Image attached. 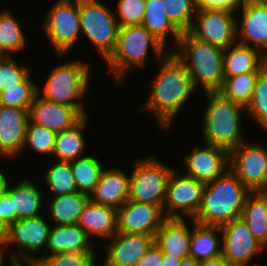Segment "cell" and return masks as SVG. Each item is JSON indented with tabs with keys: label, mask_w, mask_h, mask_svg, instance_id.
Returning a JSON list of instances; mask_svg holds the SVG:
<instances>
[{
	"label": "cell",
	"mask_w": 267,
	"mask_h": 266,
	"mask_svg": "<svg viewBox=\"0 0 267 266\" xmlns=\"http://www.w3.org/2000/svg\"><path fill=\"white\" fill-rule=\"evenodd\" d=\"M156 63L158 71L149 82V96L139 112L144 110L153 114L157 126L167 131L197 90L185 64L173 51Z\"/></svg>",
	"instance_id": "6da1fadb"
},
{
	"label": "cell",
	"mask_w": 267,
	"mask_h": 266,
	"mask_svg": "<svg viewBox=\"0 0 267 266\" xmlns=\"http://www.w3.org/2000/svg\"><path fill=\"white\" fill-rule=\"evenodd\" d=\"M166 48L168 47L142 24L119 27L116 47L105 61V67H108L115 85L123 86L126 76L132 70L145 68L149 51L154 52L156 61H159L170 51Z\"/></svg>",
	"instance_id": "7a4b0ae2"
},
{
	"label": "cell",
	"mask_w": 267,
	"mask_h": 266,
	"mask_svg": "<svg viewBox=\"0 0 267 266\" xmlns=\"http://www.w3.org/2000/svg\"><path fill=\"white\" fill-rule=\"evenodd\" d=\"M250 193L228 168L221 176L204 185L201 206L193 220L203 225L221 227L241 218Z\"/></svg>",
	"instance_id": "3957f363"
},
{
	"label": "cell",
	"mask_w": 267,
	"mask_h": 266,
	"mask_svg": "<svg viewBox=\"0 0 267 266\" xmlns=\"http://www.w3.org/2000/svg\"><path fill=\"white\" fill-rule=\"evenodd\" d=\"M204 95H206L207 105L201 120V135L204 140L202 142L230 153L247 140L245 129L242 128L244 127L242 114L246 113V108L224 99L217 92H206Z\"/></svg>",
	"instance_id": "277c9868"
},
{
	"label": "cell",
	"mask_w": 267,
	"mask_h": 266,
	"mask_svg": "<svg viewBox=\"0 0 267 266\" xmlns=\"http://www.w3.org/2000/svg\"><path fill=\"white\" fill-rule=\"evenodd\" d=\"M185 64L194 84L204 92H217L224 81V48L200 41L189 32H182L178 45L172 50Z\"/></svg>",
	"instance_id": "5b68a950"
},
{
	"label": "cell",
	"mask_w": 267,
	"mask_h": 266,
	"mask_svg": "<svg viewBox=\"0 0 267 266\" xmlns=\"http://www.w3.org/2000/svg\"><path fill=\"white\" fill-rule=\"evenodd\" d=\"M90 69L89 63L81 59L55 64L45 81L43 79L42 88L38 86V95L53 103L85 107L83 98L89 92Z\"/></svg>",
	"instance_id": "8992f818"
},
{
	"label": "cell",
	"mask_w": 267,
	"mask_h": 266,
	"mask_svg": "<svg viewBox=\"0 0 267 266\" xmlns=\"http://www.w3.org/2000/svg\"><path fill=\"white\" fill-rule=\"evenodd\" d=\"M46 217L48 216L43 214L38 217L18 219L8 226V238L4 246L5 253L7 254V250L15 247L18 251L8 252L6 257L9 259L7 263L9 266L34 264L40 257L38 253L46 252L51 227V222Z\"/></svg>",
	"instance_id": "52a82bcc"
},
{
	"label": "cell",
	"mask_w": 267,
	"mask_h": 266,
	"mask_svg": "<svg viewBox=\"0 0 267 266\" xmlns=\"http://www.w3.org/2000/svg\"><path fill=\"white\" fill-rule=\"evenodd\" d=\"M81 35L96 47L105 62L113 53L119 31L114 9L100 0H79Z\"/></svg>",
	"instance_id": "ba28073f"
},
{
	"label": "cell",
	"mask_w": 267,
	"mask_h": 266,
	"mask_svg": "<svg viewBox=\"0 0 267 266\" xmlns=\"http://www.w3.org/2000/svg\"><path fill=\"white\" fill-rule=\"evenodd\" d=\"M45 15L41 30L60 59L80 42L79 0H56Z\"/></svg>",
	"instance_id": "9c48e42d"
},
{
	"label": "cell",
	"mask_w": 267,
	"mask_h": 266,
	"mask_svg": "<svg viewBox=\"0 0 267 266\" xmlns=\"http://www.w3.org/2000/svg\"><path fill=\"white\" fill-rule=\"evenodd\" d=\"M155 155L137 158L130 176V201L160 206L163 209L167 183L173 167Z\"/></svg>",
	"instance_id": "30bf717a"
},
{
	"label": "cell",
	"mask_w": 267,
	"mask_h": 266,
	"mask_svg": "<svg viewBox=\"0 0 267 266\" xmlns=\"http://www.w3.org/2000/svg\"><path fill=\"white\" fill-rule=\"evenodd\" d=\"M243 142L229 153V169L250 192H267V146Z\"/></svg>",
	"instance_id": "8fae6325"
},
{
	"label": "cell",
	"mask_w": 267,
	"mask_h": 266,
	"mask_svg": "<svg viewBox=\"0 0 267 266\" xmlns=\"http://www.w3.org/2000/svg\"><path fill=\"white\" fill-rule=\"evenodd\" d=\"M204 183L173 168L166 188L163 212L166 218H194L198 213Z\"/></svg>",
	"instance_id": "7c38bea8"
},
{
	"label": "cell",
	"mask_w": 267,
	"mask_h": 266,
	"mask_svg": "<svg viewBox=\"0 0 267 266\" xmlns=\"http://www.w3.org/2000/svg\"><path fill=\"white\" fill-rule=\"evenodd\" d=\"M236 12L219 9H197L191 29L196 39L221 48L237 43Z\"/></svg>",
	"instance_id": "4fadbf2b"
},
{
	"label": "cell",
	"mask_w": 267,
	"mask_h": 266,
	"mask_svg": "<svg viewBox=\"0 0 267 266\" xmlns=\"http://www.w3.org/2000/svg\"><path fill=\"white\" fill-rule=\"evenodd\" d=\"M221 232L222 255L232 266H248L256 254L266 249L253 236L242 218L222 225Z\"/></svg>",
	"instance_id": "5bb4252c"
},
{
	"label": "cell",
	"mask_w": 267,
	"mask_h": 266,
	"mask_svg": "<svg viewBox=\"0 0 267 266\" xmlns=\"http://www.w3.org/2000/svg\"><path fill=\"white\" fill-rule=\"evenodd\" d=\"M86 107H73L48 101L38 94L28 110L29 121L50 131L60 133L87 116Z\"/></svg>",
	"instance_id": "9a60e30c"
},
{
	"label": "cell",
	"mask_w": 267,
	"mask_h": 266,
	"mask_svg": "<svg viewBox=\"0 0 267 266\" xmlns=\"http://www.w3.org/2000/svg\"><path fill=\"white\" fill-rule=\"evenodd\" d=\"M116 219L117 232L155 236L166 217L160 206L127 200Z\"/></svg>",
	"instance_id": "2e32d148"
},
{
	"label": "cell",
	"mask_w": 267,
	"mask_h": 266,
	"mask_svg": "<svg viewBox=\"0 0 267 266\" xmlns=\"http://www.w3.org/2000/svg\"><path fill=\"white\" fill-rule=\"evenodd\" d=\"M184 174L206 184L221 176L229 168V153L212 145H194L183 158Z\"/></svg>",
	"instance_id": "e0dca14e"
},
{
	"label": "cell",
	"mask_w": 267,
	"mask_h": 266,
	"mask_svg": "<svg viewBox=\"0 0 267 266\" xmlns=\"http://www.w3.org/2000/svg\"><path fill=\"white\" fill-rule=\"evenodd\" d=\"M154 237L145 234L122 233L116 234L103 246L102 263L105 266H136L150 246Z\"/></svg>",
	"instance_id": "ac0fdd59"
},
{
	"label": "cell",
	"mask_w": 267,
	"mask_h": 266,
	"mask_svg": "<svg viewBox=\"0 0 267 266\" xmlns=\"http://www.w3.org/2000/svg\"><path fill=\"white\" fill-rule=\"evenodd\" d=\"M237 11L241 13V21L236 16L237 43L256 48L267 57V5L245 0Z\"/></svg>",
	"instance_id": "d6986e66"
},
{
	"label": "cell",
	"mask_w": 267,
	"mask_h": 266,
	"mask_svg": "<svg viewBox=\"0 0 267 266\" xmlns=\"http://www.w3.org/2000/svg\"><path fill=\"white\" fill-rule=\"evenodd\" d=\"M28 122V110L0 105V160L22 154Z\"/></svg>",
	"instance_id": "ffe728a7"
},
{
	"label": "cell",
	"mask_w": 267,
	"mask_h": 266,
	"mask_svg": "<svg viewBox=\"0 0 267 266\" xmlns=\"http://www.w3.org/2000/svg\"><path fill=\"white\" fill-rule=\"evenodd\" d=\"M130 176L121 168H104L90 201L119 209L129 199Z\"/></svg>",
	"instance_id": "44dd1931"
},
{
	"label": "cell",
	"mask_w": 267,
	"mask_h": 266,
	"mask_svg": "<svg viewBox=\"0 0 267 266\" xmlns=\"http://www.w3.org/2000/svg\"><path fill=\"white\" fill-rule=\"evenodd\" d=\"M190 226L186 218H166L156 232L154 242L163 254L178 258L190 256V238L192 235L193 218Z\"/></svg>",
	"instance_id": "7402d4cb"
},
{
	"label": "cell",
	"mask_w": 267,
	"mask_h": 266,
	"mask_svg": "<svg viewBox=\"0 0 267 266\" xmlns=\"http://www.w3.org/2000/svg\"><path fill=\"white\" fill-rule=\"evenodd\" d=\"M92 240L87 233L76 223L54 225L52 223L46 252L39 258L65 252H95Z\"/></svg>",
	"instance_id": "603a6c76"
},
{
	"label": "cell",
	"mask_w": 267,
	"mask_h": 266,
	"mask_svg": "<svg viewBox=\"0 0 267 266\" xmlns=\"http://www.w3.org/2000/svg\"><path fill=\"white\" fill-rule=\"evenodd\" d=\"M117 210L113 207L88 201L78 220V225L93 241L111 239L117 232ZM94 238V239H93Z\"/></svg>",
	"instance_id": "cb8c5ba5"
},
{
	"label": "cell",
	"mask_w": 267,
	"mask_h": 266,
	"mask_svg": "<svg viewBox=\"0 0 267 266\" xmlns=\"http://www.w3.org/2000/svg\"><path fill=\"white\" fill-rule=\"evenodd\" d=\"M30 178H22L16 184H10L7 193L12 198L13 211H16L18 219L38 217L42 215L41 209L45 208L47 200H44V191Z\"/></svg>",
	"instance_id": "d4e9b609"
},
{
	"label": "cell",
	"mask_w": 267,
	"mask_h": 266,
	"mask_svg": "<svg viewBox=\"0 0 267 266\" xmlns=\"http://www.w3.org/2000/svg\"><path fill=\"white\" fill-rule=\"evenodd\" d=\"M267 65V57L258 49L235 43L224 49V78L246 72L261 71Z\"/></svg>",
	"instance_id": "484cf974"
},
{
	"label": "cell",
	"mask_w": 267,
	"mask_h": 266,
	"mask_svg": "<svg viewBox=\"0 0 267 266\" xmlns=\"http://www.w3.org/2000/svg\"><path fill=\"white\" fill-rule=\"evenodd\" d=\"M141 24L166 47L168 37H173L170 51L178 45L182 32L169 19L162 0H145V15Z\"/></svg>",
	"instance_id": "4316f807"
},
{
	"label": "cell",
	"mask_w": 267,
	"mask_h": 266,
	"mask_svg": "<svg viewBox=\"0 0 267 266\" xmlns=\"http://www.w3.org/2000/svg\"><path fill=\"white\" fill-rule=\"evenodd\" d=\"M220 255H222L221 227L203 225L193 220L190 257L201 262Z\"/></svg>",
	"instance_id": "83f0119b"
},
{
	"label": "cell",
	"mask_w": 267,
	"mask_h": 266,
	"mask_svg": "<svg viewBox=\"0 0 267 266\" xmlns=\"http://www.w3.org/2000/svg\"><path fill=\"white\" fill-rule=\"evenodd\" d=\"M89 116H85L79 123L70 129L57 133L52 158L56 161L70 162L86 154L87 142L84 130L87 129Z\"/></svg>",
	"instance_id": "f1b7e54d"
},
{
	"label": "cell",
	"mask_w": 267,
	"mask_h": 266,
	"mask_svg": "<svg viewBox=\"0 0 267 266\" xmlns=\"http://www.w3.org/2000/svg\"><path fill=\"white\" fill-rule=\"evenodd\" d=\"M47 207V216L54 225L76 224L87 202L89 196L79 192H73L60 196H51Z\"/></svg>",
	"instance_id": "f546056e"
},
{
	"label": "cell",
	"mask_w": 267,
	"mask_h": 266,
	"mask_svg": "<svg viewBox=\"0 0 267 266\" xmlns=\"http://www.w3.org/2000/svg\"><path fill=\"white\" fill-rule=\"evenodd\" d=\"M244 220L253 236L267 246V192H251L242 210Z\"/></svg>",
	"instance_id": "4dcf8cb0"
},
{
	"label": "cell",
	"mask_w": 267,
	"mask_h": 266,
	"mask_svg": "<svg viewBox=\"0 0 267 266\" xmlns=\"http://www.w3.org/2000/svg\"><path fill=\"white\" fill-rule=\"evenodd\" d=\"M22 26L12 11L1 10L0 50L7 56H15L16 53L18 55L29 44Z\"/></svg>",
	"instance_id": "1f68e13d"
},
{
	"label": "cell",
	"mask_w": 267,
	"mask_h": 266,
	"mask_svg": "<svg viewBox=\"0 0 267 266\" xmlns=\"http://www.w3.org/2000/svg\"><path fill=\"white\" fill-rule=\"evenodd\" d=\"M101 159L89 152L85 156L70 161L76 187L79 193L88 196L94 191L104 170Z\"/></svg>",
	"instance_id": "d6a6232c"
},
{
	"label": "cell",
	"mask_w": 267,
	"mask_h": 266,
	"mask_svg": "<svg viewBox=\"0 0 267 266\" xmlns=\"http://www.w3.org/2000/svg\"><path fill=\"white\" fill-rule=\"evenodd\" d=\"M259 72H246L224 78L223 84L217 93L224 99L238 103L246 108L252 98Z\"/></svg>",
	"instance_id": "836d02e7"
},
{
	"label": "cell",
	"mask_w": 267,
	"mask_h": 266,
	"mask_svg": "<svg viewBox=\"0 0 267 266\" xmlns=\"http://www.w3.org/2000/svg\"><path fill=\"white\" fill-rule=\"evenodd\" d=\"M52 160L54 163H50L42 176L45 188H49V192L53 194L50 195L60 196L78 192L70 162Z\"/></svg>",
	"instance_id": "e575fe53"
},
{
	"label": "cell",
	"mask_w": 267,
	"mask_h": 266,
	"mask_svg": "<svg viewBox=\"0 0 267 266\" xmlns=\"http://www.w3.org/2000/svg\"><path fill=\"white\" fill-rule=\"evenodd\" d=\"M247 116L267 132V65L259 72L255 89L246 107Z\"/></svg>",
	"instance_id": "d590c367"
},
{
	"label": "cell",
	"mask_w": 267,
	"mask_h": 266,
	"mask_svg": "<svg viewBox=\"0 0 267 266\" xmlns=\"http://www.w3.org/2000/svg\"><path fill=\"white\" fill-rule=\"evenodd\" d=\"M31 73L18 86L7 87L0 91V105L29 110L30 104L38 94V84Z\"/></svg>",
	"instance_id": "8d00e7d4"
},
{
	"label": "cell",
	"mask_w": 267,
	"mask_h": 266,
	"mask_svg": "<svg viewBox=\"0 0 267 266\" xmlns=\"http://www.w3.org/2000/svg\"><path fill=\"white\" fill-rule=\"evenodd\" d=\"M57 139V133L49 129L28 122L25 143L22 152L25 153L26 149H30L39 156L47 155L52 157L54 146Z\"/></svg>",
	"instance_id": "74e56055"
},
{
	"label": "cell",
	"mask_w": 267,
	"mask_h": 266,
	"mask_svg": "<svg viewBox=\"0 0 267 266\" xmlns=\"http://www.w3.org/2000/svg\"><path fill=\"white\" fill-rule=\"evenodd\" d=\"M171 22L181 31L188 32L197 11L196 0H162Z\"/></svg>",
	"instance_id": "f35d334b"
},
{
	"label": "cell",
	"mask_w": 267,
	"mask_h": 266,
	"mask_svg": "<svg viewBox=\"0 0 267 266\" xmlns=\"http://www.w3.org/2000/svg\"><path fill=\"white\" fill-rule=\"evenodd\" d=\"M99 252H65L39 258L37 266H97Z\"/></svg>",
	"instance_id": "ab89813d"
},
{
	"label": "cell",
	"mask_w": 267,
	"mask_h": 266,
	"mask_svg": "<svg viewBox=\"0 0 267 266\" xmlns=\"http://www.w3.org/2000/svg\"><path fill=\"white\" fill-rule=\"evenodd\" d=\"M15 57L6 55L0 61V91L18 86L32 71L26 64L17 62Z\"/></svg>",
	"instance_id": "60d3db41"
},
{
	"label": "cell",
	"mask_w": 267,
	"mask_h": 266,
	"mask_svg": "<svg viewBox=\"0 0 267 266\" xmlns=\"http://www.w3.org/2000/svg\"><path fill=\"white\" fill-rule=\"evenodd\" d=\"M114 11L119 27L141 24L145 15V0H118Z\"/></svg>",
	"instance_id": "b9f144b4"
},
{
	"label": "cell",
	"mask_w": 267,
	"mask_h": 266,
	"mask_svg": "<svg viewBox=\"0 0 267 266\" xmlns=\"http://www.w3.org/2000/svg\"><path fill=\"white\" fill-rule=\"evenodd\" d=\"M245 0H196L197 9H219L236 12Z\"/></svg>",
	"instance_id": "7bdbcfd3"
},
{
	"label": "cell",
	"mask_w": 267,
	"mask_h": 266,
	"mask_svg": "<svg viewBox=\"0 0 267 266\" xmlns=\"http://www.w3.org/2000/svg\"><path fill=\"white\" fill-rule=\"evenodd\" d=\"M164 254L154 242L136 266H162Z\"/></svg>",
	"instance_id": "ee69618b"
},
{
	"label": "cell",
	"mask_w": 267,
	"mask_h": 266,
	"mask_svg": "<svg viewBox=\"0 0 267 266\" xmlns=\"http://www.w3.org/2000/svg\"><path fill=\"white\" fill-rule=\"evenodd\" d=\"M0 219L8 226L16 221V211H13L12 198L7 192L0 195Z\"/></svg>",
	"instance_id": "f6af8a7d"
},
{
	"label": "cell",
	"mask_w": 267,
	"mask_h": 266,
	"mask_svg": "<svg viewBox=\"0 0 267 266\" xmlns=\"http://www.w3.org/2000/svg\"><path fill=\"white\" fill-rule=\"evenodd\" d=\"M199 266H232L230 265L223 255H220L215 258H210L200 262Z\"/></svg>",
	"instance_id": "bcb514c9"
},
{
	"label": "cell",
	"mask_w": 267,
	"mask_h": 266,
	"mask_svg": "<svg viewBox=\"0 0 267 266\" xmlns=\"http://www.w3.org/2000/svg\"><path fill=\"white\" fill-rule=\"evenodd\" d=\"M6 171H4L3 169L0 170V195L4 192H7V190L9 189V186L11 184V178H8L6 173H4Z\"/></svg>",
	"instance_id": "7dc6e473"
},
{
	"label": "cell",
	"mask_w": 267,
	"mask_h": 266,
	"mask_svg": "<svg viewBox=\"0 0 267 266\" xmlns=\"http://www.w3.org/2000/svg\"><path fill=\"white\" fill-rule=\"evenodd\" d=\"M8 238V225L0 219V247L5 246Z\"/></svg>",
	"instance_id": "c3c4849f"
},
{
	"label": "cell",
	"mask_w": 267,
	"mask_h": 266,
	"mask_svg": "<svg viewBox=\"0 0 267 266\" xmlns=\"http://www.w3.org/2000/svg\"><path fill=\"white\" fill-rule=\"evenodd\" d=\"M182 260V258L164 254L162 266H180Z\"/></svg>",
	"instance_id": "681fc988"
},
{
	"label": "cell",
	"mask_w": 267,
	"mask_h": 266,
	"mask_svg": "<svg viewBox=\"0 0 267 266\" xmlns=\"http://www.w3.org/2000/svg\"><path fill=\"white\" fill-rule=\"evenodd\" d=\"M200 262H198L197 260H195L193 257H186L183 258L180 266H199Z\"/></svg>",
	"instance_id": "f907efd6"
},
{
	"label": "cell",
	"mask_w": 267,
	"mask_h": 266,
	"mask_svg": "<svg viewBox=\"0 0 267 266\" xmlns=\"http://www.w3.org/2000/svg\"><path fill=\"white\" fill-rule=\"evenodd\" d=\"M6 256L7 255L5 254L4 248L0 247V266H4L5 261L7 262V260H6L7 257Z\"/></svg>",
	"instance_id": "816d5d0a"
},
{
	"label": "cell",
	"mask_w": 267,
	"mask_h": 266,
	"mask_svg": "<svg viewBox=\"0 0 267 266\" xmlns=\"http://www.w3.org/2000/svg\"><path fill=\"white\" fill-rule=\"evenodd\" d=\"M247 1H252L255 3H260V4H266L267 5V0H247Z\"/></svg>",
	"instance_id": "f5cc1de1"
},
{
	"label": "cell",
	"mask_w": 267,
	"mask_h": 266,
	"mask_svg": "<svg viewBox=\"0 0 267 266\" xmlns=\"http://www.w3.org/2000/svg\"><path fill=\"white\" fill-rule=\"evenodd\" d=\"M11 266H37L35 264H17V265H11Z\"/></svg>",
	"instance_id": "db71d44e"
},
{
	"label": "cell",
	"mask_w": 267,
	"mask_h": 266,
	"mask_svg": "<svg viewBox=\"0 0 267 266\" xmlns=\"http://www.w3.org/2000/svg\"><path fill=\"white\" fill-rule=\"evenodd\" d=\"M6 56L1 50H0V61Z\"/></svg>",
	"instance_id": "11a10c76"
}]
</instances>
